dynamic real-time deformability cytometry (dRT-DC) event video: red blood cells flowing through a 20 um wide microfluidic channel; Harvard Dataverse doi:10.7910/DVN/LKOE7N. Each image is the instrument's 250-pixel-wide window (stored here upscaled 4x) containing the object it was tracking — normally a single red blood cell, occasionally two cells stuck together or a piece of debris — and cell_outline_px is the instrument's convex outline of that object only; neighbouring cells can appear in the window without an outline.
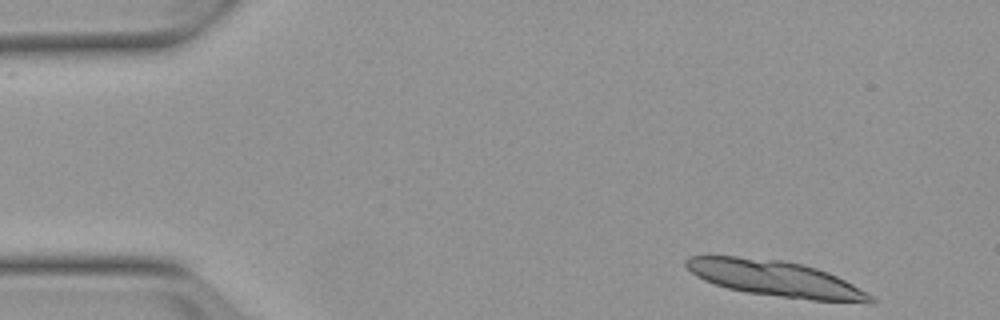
{"species": "Egyptian fruit bat (a non-hibernating species)", "species_latin": "Rousettus aegyptiacus", "temperature_condition": "warm", "stored_images_in_passage": 12, "camera_frame_rate_fps": 3000, "um_per_image_px": 0.085, "animal": {"sex": "female"}, "frame": {"image": 1, "passage_image": 1, "time_ms": 0.0, "image_size_px": [1000, 320], "cell_outline_px": [[876, 300], [872, 304], [868, 304], [812, 300], [744, 292], [728, 288], [704, 280], [696, 276], [684, 264], [684, 260], [688, 256], [736, 256], [780, 260], [800, 264], [816, 268], [828, 272], [852, 284], [872, 296]], "centroid_in_image_um": [65.93, 23.7], "position_along_channel_um": 19.1, "area_um2": 38.38}}